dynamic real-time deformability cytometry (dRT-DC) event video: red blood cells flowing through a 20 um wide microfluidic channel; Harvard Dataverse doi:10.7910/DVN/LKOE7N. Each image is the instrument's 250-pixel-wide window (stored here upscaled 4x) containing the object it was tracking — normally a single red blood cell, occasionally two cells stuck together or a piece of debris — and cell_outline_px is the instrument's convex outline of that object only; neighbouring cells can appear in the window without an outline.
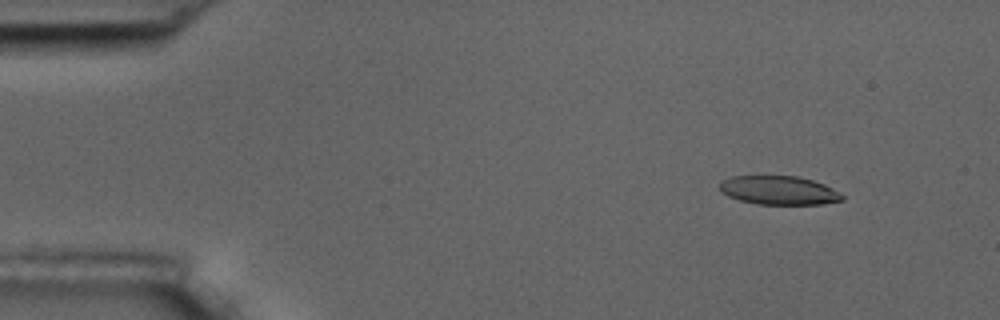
{"species": "common noctule bat (a hibernating species)", "species_latin": "Nyctalus noctula", "temperature_condition": "room temperature", "stored_images_in_passage": 4, "camera_frame_rate_fps": 3000, "um_per_image_px": 0.085, "animal": {"sex": "male", "body_mass_g": 17.5, "forearm_length_mm": 52.3}, "frame": {"image": 1, "passage_image": 1, "time_ms": 0.0, "image_size_px": [1000, 320], "cell_outline_px": [[844, 200], [824, 204], [756, 204], [740, 200], [728, 196], [720, 192], [720, 184], [724, 180], [732, 176], [796, 176], [812, 180], [824, 184], [832, 188], [844, 196]], "centroid_in_image_um": [66.21, 16.18], "position_along_channel_um": 18.8, "area_um2": 20.46}}
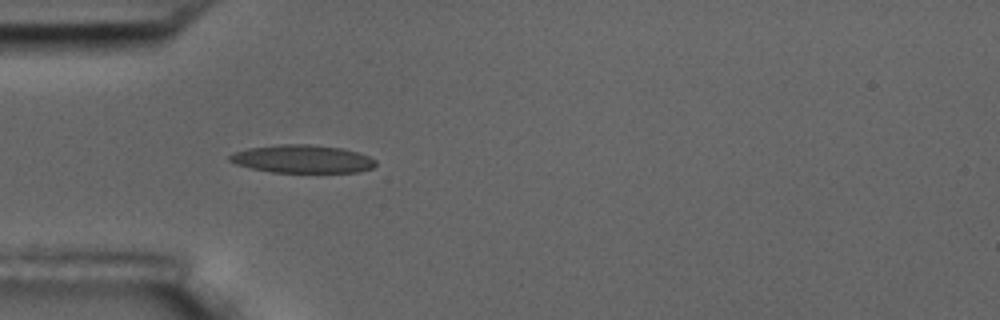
{"frame": {"image": 2, "passage_image": 4, "time_ms": 3.667, "image_size_px": [1000, 320], "cell_outline_px": [[376, 164], [372, 168], [356, 172], [272, 172], [252, 168], [236, 164], [228, 160], [228, 156], [236, 152], [248, 148], [280, 144], [308, 144], [340, 148], [356, 152], [368, 156], [376, 160]], "centroid_in_image_um": [25.69, 13.51], "position_along_channel_um": 59.3, "area_um2": 23.58}}